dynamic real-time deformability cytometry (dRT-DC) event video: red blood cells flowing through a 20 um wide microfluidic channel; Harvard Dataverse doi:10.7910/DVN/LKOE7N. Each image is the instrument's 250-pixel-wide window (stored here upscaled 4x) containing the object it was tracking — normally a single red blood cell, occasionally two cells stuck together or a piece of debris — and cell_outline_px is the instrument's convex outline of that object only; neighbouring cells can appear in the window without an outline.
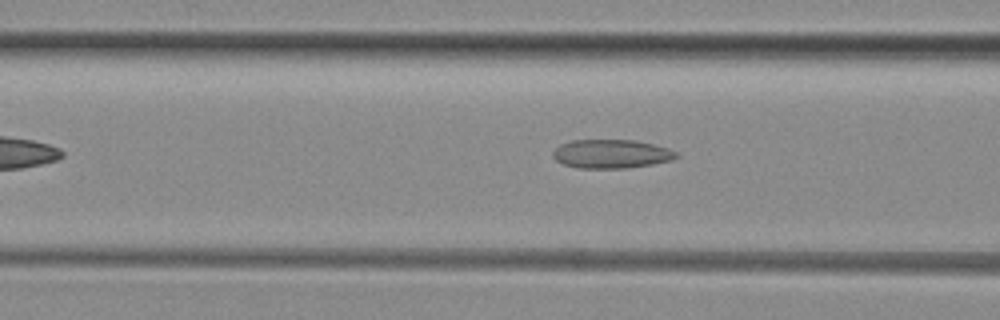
{"species": "common noctule bat (a hibernating species)", "species_latin": "Nyctalus noctula", "temperature_condition": "room temperature", "stored_images_in_passage": 41, "camera_frame_rate_fps": 3000, "um_per_image_px": 0.085, "animal": {"sex": "female", "body_mass_g": 29.2, "forearm_length_mm": 56.3}, "frame": {"image": 1, "passage_image": 12, "time_ms": 3.667, "image_size_px": [1000, 320], "cell_outline_px": [[680, 156], [672, 160], [652, 164], [624, 168], [576, 168], [564, 164], [556, 160], [552, 156], [552, 152], [560, 144], [572, 140], [636, 140], [668, 148], [676, 152]], "centroid_in_image_um": [51.95, 13.08], "position_along_channel_um": 114.6, "area_um2": 20.69}}
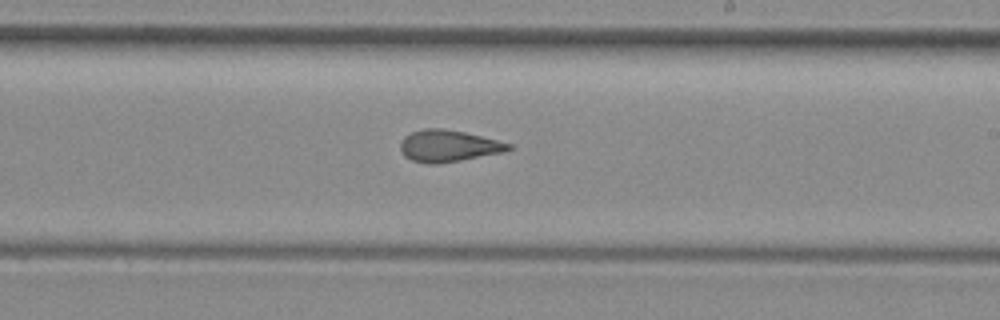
{"frame": {"image": 2, "passage_image": 22, "time_ms": 7.0, "image_size_px": [1000, 320], "cell_outline_px": [[512, 148], [504, 152], [460, 160], [436, 164], [428, 164], [412, 160], [404, 156], [400, 148], [400, 144], [404, 136], [412, 132], [424, 128], [440, 128], [464, 132], [512, 144]], "centroid_in_image_um": [38.09, 12.4], "position_along_channel_um": 250.9, "area_um2": 19.83}}
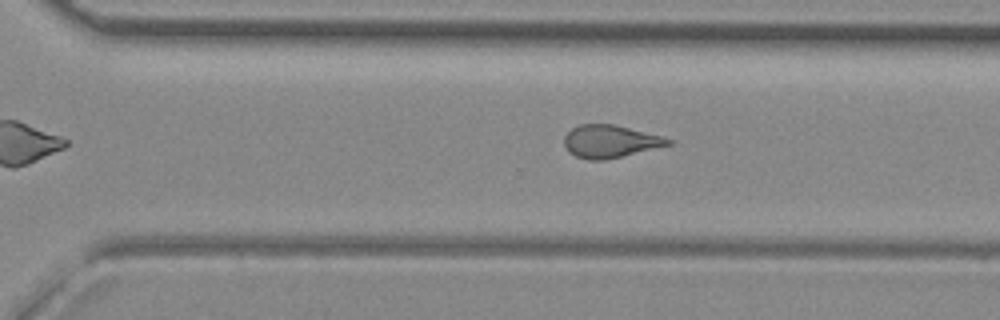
{"frame": {"image": 3, "passage_image": 27, "time_ms": 8.667, "image_size_px": [1000, 320], "cell_outline_px": [[672, 144], [604, 160], [588, 160], [576, 156], [568, 152], [564, 144], [564, 136], [572, 128], [580, 124], [612, 124], [660, 136], [672, 140]], "centroid_in_image_um": [51.8, 12.02], "position_along_channel_um": 318.8, "area_um2": 19.42}, "authors_computed_cell_mechanics": {"area_um2": 19.7676, "velocity_mm_per_s": 4.0856, "shape_relaxation_time_tau1_ms": null, "shape_relaxation_time_tau2_ms": 3.1481, "deformation_change_tau1": null, "deformation_change_tau2": 0.1266}}